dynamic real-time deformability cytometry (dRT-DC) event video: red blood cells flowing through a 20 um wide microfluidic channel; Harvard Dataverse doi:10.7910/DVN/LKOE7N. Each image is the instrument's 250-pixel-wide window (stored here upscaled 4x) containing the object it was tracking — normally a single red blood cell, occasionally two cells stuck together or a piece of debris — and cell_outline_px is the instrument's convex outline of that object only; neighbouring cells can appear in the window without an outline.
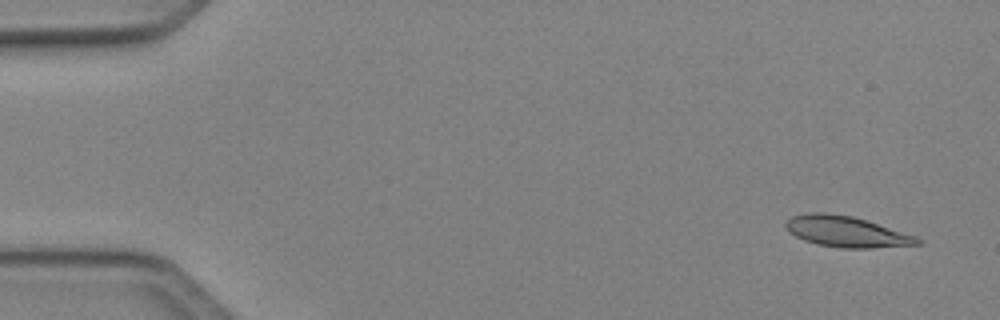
{"species": "Egyptian fruit bat (a non-hibernating species)", "species_latin": "Rousettus aegyptiacus", "temperature_condition": "cold", "stored_images_in_passage": 49, "camera_frame_rate_fps": 3000, "um_per_image_px": 0.085, "animal": {"sex": "female"}, "frame": {"image": 1, "passage_image": 3, "time_ms": 0.667, "image_size_px": [1000, 320], "cell_outline_px": [[920, 244], [872, 248], [840, 248], [820, 244], [804, 240], [788, 232], [784, 224], [792, 216], [808, 212], [824, 212], [852, 216], [916, 236], [920, 240]], "centroid_in_image_um": [71.9, 19.68], "position_along_channel_um": 13.1, "area_um2": 23.41}}
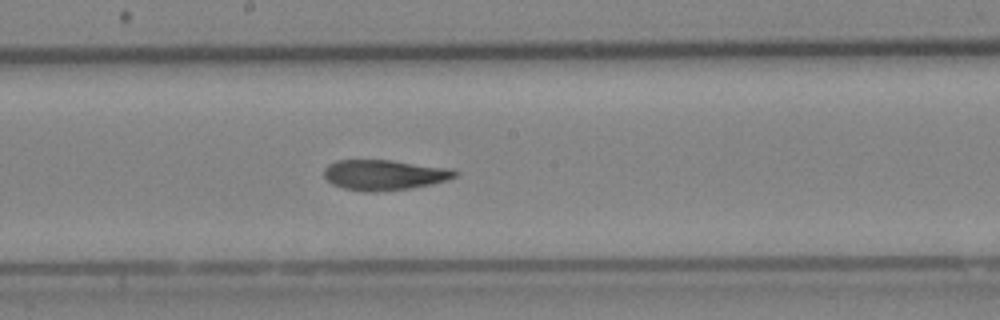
{"frame": {"image": 2, "passage_image": 27, "time_ms": 8.667, "image_size_px": [1000, 320], "cell_outline_px": [[460, 172], [456, 176], [432, 184], [408, 188], [376, 192], [364, 192], [344, 188], [332, 184], [324, 176], [324, 168], [328, 164], [336, 160], [392, 160], [452, 168]], "centroid_in_image_um": [32.66, 14.86], "position_along_channel_um": 215.5, "area_um2": 23.24}}
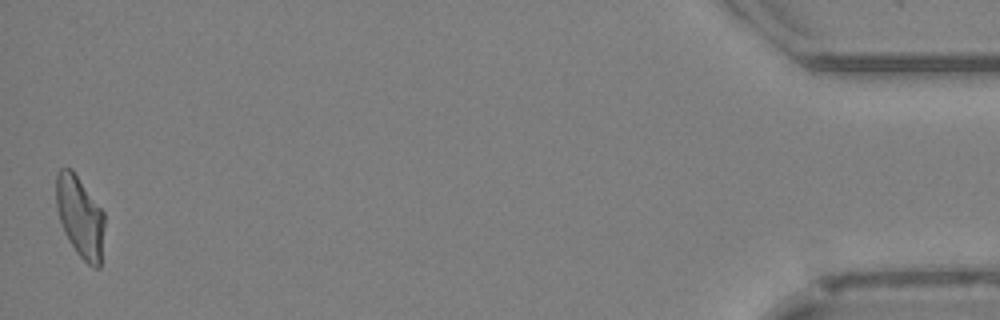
{"frame": {"image": 3, "passage_image": 49, "time_ms": 16.0, "image_size_px": [1000, 320], "cell_outline_px": [[104, 224], [100, 268], [92, 268], [76, 252], [68, 240], [64, 232], [60, 220], [56, 204], [56, 172], [60, 168], [72, 168], [104, 212]], "centroid_in_image_um": [6.8, 18.41], "position_along_channel_um": 428.4, "area_um2": 22.95}, "authors_computed_cell_mechanics": {"area_um2": 23.1778, "velocity_mm_per_s": 4.1282, "shape_relaxation_time_tau1_ms": 5.4698, "shape_relaxation_time_tau2_ms": 2.7661, "deformation_change_tau1": 0.1782, "deformation_change_tau2": 0.0978}}